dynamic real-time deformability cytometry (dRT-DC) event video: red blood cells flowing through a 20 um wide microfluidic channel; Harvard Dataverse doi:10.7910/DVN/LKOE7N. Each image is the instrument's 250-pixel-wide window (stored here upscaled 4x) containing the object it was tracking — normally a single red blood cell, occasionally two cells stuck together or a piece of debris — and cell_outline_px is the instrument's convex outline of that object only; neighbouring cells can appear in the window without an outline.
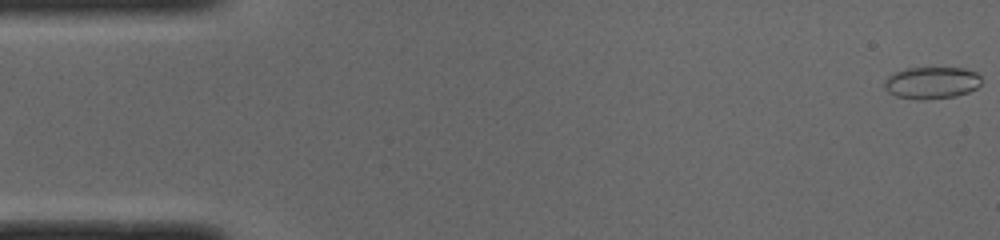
{"species": "common noctule bat (a hibernating species)", "species_latin": "Nyctalus noctula", "temperature_condition": "cold", "stored_images_in_passage": 9, "camera_frame_rate_fps": 3000, "um_per_image_px": 0.085, "animal": {"sex": "male", "body_mass_g": 19.0, "forearm_length_mm": 50.8}, "frame": {"image": 1, "passage_image": 1, "time_ms": 0.0, "image_size_px": [1000, 240], "cell_outline_px": [[980, 84], [976, 88], [968, 92], [956, 96], [920, 100], [916, 100], [896, 96], [888, 92], [884, 88], [884, 80], [888, 76], [904, 68], [964, 68], [976, 72], [980, 76]], "centroid_in_image_um": [79.16, 7.04], "position_along_channel_um": 5.8, "area_um2": 18.15}}